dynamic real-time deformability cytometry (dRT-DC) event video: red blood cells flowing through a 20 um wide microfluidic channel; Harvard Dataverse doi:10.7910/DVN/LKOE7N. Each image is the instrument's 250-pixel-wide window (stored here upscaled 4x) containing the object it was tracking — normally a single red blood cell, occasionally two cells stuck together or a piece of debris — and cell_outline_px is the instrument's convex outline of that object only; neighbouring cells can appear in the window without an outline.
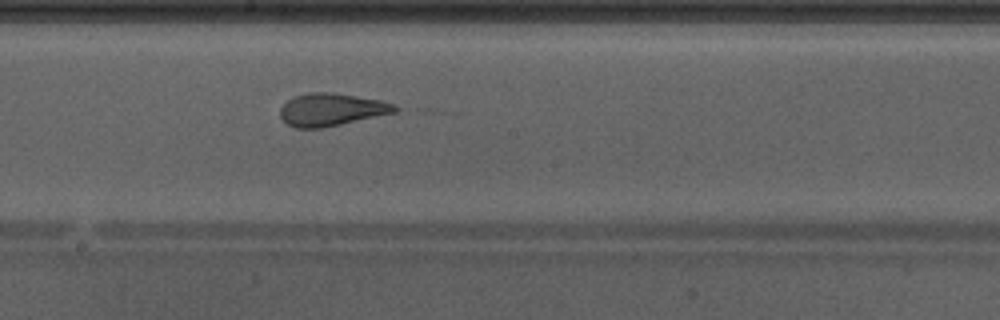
{"species": "Egyptian fruit bat (a non-hibernating species)", "species_latin": "Rousettus aegyptiacus", "temperature_condition": "warm", "stored_images_in_passage": 47, "camera_frame_rate_fps": 3000, "um_per_image_px": 0.085, "animal": {"sex": "male"}, "frame": {"image": 1, "passage_image": 27, "time_ms": 8.667, "image_size_px": [1000, 320], "cell_outline_px": [[400, 108], [396, 112], [340, 124], [320, 128], [296, 128], [288, 124], [280, 116], [280, 108], [288, 100], [296, 96], [308, 92], [332, 92], [380, 100], [392, 104]], "centroid_in_image_um": [28.16, 9.31], "position_along_channel_um": 220.0, "area_um2": 21.5}}